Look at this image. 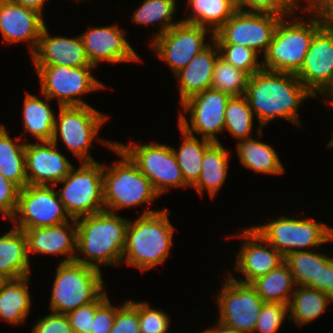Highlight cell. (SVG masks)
Segmentation results:
<instances>
[{
    "label": "cell",
    "mask_w": 333,
    "mask_h": 333,
    "mask_svg": "<svg viewBox=\"0 0 333 333\" xmlns=\"http://www.w3.org/2000/svg\"><path fill=\"white\" fill-rule=\"evenodd\" d=\"M238 235L237 237L245 240L237 254L235 264V269L245 276L239 282L251 284L284 262V256L267 243L252 227ZM259 241L264 243L266 248L263 244L260 245Z\"/></svg>",
    "instance_id": "cell-21"
},
{
    "label": "cell",
    "mask_w": 333,
    "mask_h": 333,
    "mask_svg": "<svg viewBox=\"0 0 333 333\" xmlns=\"http://www.w3.org/2000/svg\"><path fill=\"white\" fill-rule=\"evenodd\" d=\"M248 78L247 73L219 56L215 63L211 88L220 90L230 97L245 95Z\"/></svg>",
    "instance_id": "cell-38"
},
{
    "label": "cell",
    "mask_w": 333,
    "mask_h": 333,
    "mask_svg": "<svg viewBox=\"0 0 333 333\" xmlns=\"http://www.w3.org/2000/svg\"><path fill=\"white\" fill-rule=\"evenodd\" d=\"M204 333H243V332L235 328L229 327L218 321L216 327L209 328L206 331L204 330Z\"/></svg>",
    "instance_id": "cell-51"
},
{
    "label": "cell",
    "mask_w": 333,
    "mask_h": 333,
    "mask_svg": "<svg viewBox=\"0 0 333 333\" xmlns=\"http://www.w3.org/2000/svg\"><path fill=\"white\" fill-rule=\"evenodd\" d=\"M188 6L194 12L181 21L209 28L213 33L238 9L237 0H188Z\"/></svg>",
    "instance_id": "cell-35"
},
{
    "label": "cell",
    "mask_w": 333,
    "mask_h": 333,
    "mask_svg": "<svg viewBox=\"0 0 333 333\" xmlns=\"http://www.w3.org/2000/svg\"><path fill=\"white\" fill-rule=\"evenodd\" d=\"M314 95L295 74L261 69L249 76L245 97L259 122L258 133L273 118H283L300 126L299 104Z\"/></svg>",
    "instance_id": "cell-1"
},
{
    "label": "cell",
    "mask_w": 333,
    "mask_h": 333,
    "mask_svg": "<svg viewBox=\"0 0 333 333\" xmlns=\"http://www.w3.org/2000/svg\"><path fill=\"white\" fill-rule=\"evenodd\" d=\"M45 228L21 229L25 233L28 247V255L31 253L66 255L60 263H68L75 260L77 225L76 219Z\"/></svg>",
    "instance_id": "cell-23"
},
{
    "label": "cell",
    "mask_w": 333,
    "mask_h": 333,
    "mask_svg": "<svg viewBox=\"0 0 333 333\" xmlns=\"http://www.w3.org/2000/svg\"><path fill=\"white\" fill-rule=\"evenodd\" d=\"M263 303L251 284L230 275L218 295V321L243 333H253Z\"/></svg>",
    "instance_id": "cell-15"
},
{
    "label": "cell",
    "mask_w": 333,
    "mask_h": 333,
    "mask_svg": "<svg viewBox=\"0 0 333 333\" xmlns=\"http://www.w3.org/2000/svg\"><path fill=\"white\" fill-rule=\"evenodd\" d=\"M59 183L64 185L56 192L70 219L104 211L103 165L99 162H82Z\"/></svg>",
    "instance_id": "cell-7"
},
{
    "label": "cell",
    "mask_w": 333,
    "mask_h": 333,
    "mask_svg": "<svg viewBox=\"0 0 333 333\" xmlns=\"http://www.w3.org/2000/svg\"><path fill=\"white\" fill-rule=\"evenodd\" d=\"M20 188L0 173V212L10 220L15 215Z\"/></svg>",
    "instance_id": "cell-45"
},
{
    "label": "cell",
    "mask_w": 333,
    "mask_h": 333,
    "mask_svg": "<svg viewBox=\"0 0 333 333\" xmlns=\"http://www.w3.org/2000/svg\"><path fill=\"white\" fill-rule=\"evenodd\" d=\"M259 235L283 256L333 241V227L314 219L281 217L264 225L252 226Z\"/></svg>",
    "instance_id": "cell-8"
},
{
    "label": "cell",
    "mask_w": 333,
    "mask_h": 333,
    "mask_svg": "<svg viewBox=\"0 0 333 333\" xmlns=\"http://www.w3.org/2000/svg\"><path fill=\"white\" fill-rule=\"evenodd\" d=\"M297 0H237L238 9L254 12H268L284 17H293L295 8L298 6ZM244 7L249 9L246 10Z\"/></svg>",
    "instance_id": "cell-42"
},
{
    "label": "cell",
    "mask_w": 333,
    "mask_h": 333,
    "mask_svg": "<svg viewBox=\"0 0 333 333\" xmlns=\"http://www.w3.org/2000/svg\"><path fill=\"white\" fill-rule=\"evenodd\" d=\"M42 16L38 11L13 0H0V32L4 41L7 44L31 42L29 48L32 54L46 25Z\"/></svg>",
    "instance_id": "cell-20"
},
{
    "label": "cell",
    "mask_w": 333,
    "mask_h": 333,
    "mask_svg": "<svg viewBox=\"0 0 333 333\" xmlns=\"http://www.w3.org/2000/svg\"><path fill=\"white\" fill-rule=\"evenodd\" d=\"M55 276L49 305L64 315L92 302L105 286L100 270L75 261L59 263Z\"/></svg>",
    "instance_id": "cell-6"
},
{
    "label": "cell",
    "mask_w": 333,
    "mask_h": 333,
    "mask_svg": "<svg viewBox=\"0 0 333 333\" xmlns=\"http://www.w3.org/2000/svg\"><path fill=\"white\" fill-rule=\"evenodd\" d=\"M31 57L35 66H93L86 56L80 36L75 38L50 37L46 25Z\"/></svg>",
    "instance_id": "cell-22"
},
{
    "label": "cell",
    "mask_w": 333,
    "mask_h": 333,
    "mask_svg": "<svg viewBox=\"0 0 333 333\" xmlns=\"http://www.w3.org/2000/svg\"><path fill=\"white\" fill-rule=\"evenodd\" d=\"M138 169L150 180L153 189L160 196L169 187H189L182 176L172 147L165 144L137 145L116 143Z\"/></svg>",
    "instance_id": "cell-12"
},
{
    "label": "cell",
    "mask_w": 333,
    "mask_h": 333,
    "mask_svg": "<svg viewBox=\"0 0 333 333\" xmlns=\"http://www.w3.org/2000/svg\"><path fill=\"white\" fill-rule=\"evenodd\" d=\"M229 98L228 94L213 88L188 98L181 106L185 112H190V123L186 116L180 113L178 125L191 135L196 132L201 135V138L219 142L216 134L224 130L225 111Z\"/></svg>",
    "instance_id": "cell-14"
},
{
    "label": "cell",
    "mask_w": 333,
    "mask_h": 333,
    "mask_svg": "<svg viewBox=\"0 0 333 333\" xmlns=\"http://www.w3.org/2000/svg\"><path fill=\"white\" fill-rule=\"evenodd\" d=\"M15 140L16 143L0 123V173L21 189L28 185L25 166L26 143H17L20 141L17 137Z\"/></svg>",
    "instance_id": "cell-33"
},
{
    "label": "cell",
    "mask_w": 333,
    "mask_h": 333,
    "mask_svg": "<svg viewBox=\"0 0 333 333\" xmlns=\"http://www.w3.org/2000/svg\"><path fill=\"white\" fill-rule=\"evenodd\" d=\"M32 333H74L67 315L51 312L41 318L32 328Z\"/></svg>",
    "instance_id": "cell-46"
},
{
    "label": "cell",
    "mask_w": 333,
    "mask_h": 333,
    "mask_svg": "<svg viewBox=\"0 0 333 333\" xmlns=\"http://www.w3.org/2000/svg\"><path fill=\"white\" fill-rule=\"evenodd\" d=\"M128 224L129 220L105 210L77 218L76 252L85 259L76 256L74 261L98 270L99 264H120Z\"/></svg>",
    "instance_id": "cell-2"
},
{
    "label": "cell",
    "mask_w": 333,
    "mask_h": 333,
    "mask_svg": "<svg viewBox=\"0 0 333 333\" xmlns=\"http://www.w3.org/2000/svg\"><path fill=\"white\" fill-rule=\"evenodd\" d=\"M331 302L329 297L319 289H313L307 286H296L288 304V319L303 326L319 317L326 311L328 303Z\"/></svg>",
    "instance_id": "cell-34"
},
{
    "label": "cell",
    "mask_w": 333,
    "mask_h": 333,
    "mask_svg": "<svg viewBox=\"0 0 333 333\" xmlns=\"http://www.w3.org/2000/svg\"><path fill=\"white\" fill-rule=\"evenodd\" d=\"M236 151L243 166L258 173L282 174L283 165L275 152L268 144L252 138L239 140Z\"/></svg>",
    "instance_id": "cell-29"
},
{
    "label": "cell",
    "mask_w": 333,
    "mask_h": 333,
    "mask_svg": "<svg viewBox=\"0 0 333 333\" xmlns=\"http://www.w3.org/2000/svg\"><path fill=\"white\" fill-rule=\"evenodd\" d=\"M308 6L302 8L316 17L323 29L333 30V0H307Z\"/></svg>",
    "instance_id": "cell-48"
},
{
    "label": "cell",
    "mask_w": 333,
    "mask_h": 333,
    "mask_svg": "<svg viewBox=\"0 0 333 333\" xmlns=\"http://www.w3.org/2000/svg\"><path fill=\"white\" fill-rule=\"evenodd\" d=\"M179 128L183 135V142L177 150L172 147V151L175 154L185 183L192 187L200 176L204 153L214 142L205 138L199 140L195 135L187 133L180 126Z\"/></svg>",
    "instance_id": "cell-31"
},
{
    "label": "cell",
    "mask_w": 333,
    "mask_h": 333,
    "mask_svg": "<svg viewBox=\"0 0 333 333\" xmlns=\"http://www.w3.org/2000/svg\"><path fill=\"white\" fill-rule=\"evenodd\" d=\"M176 0H144L143 4L133 12L132 20L139 25L162 24L159 32L155 33L154 38L167 32L172 26L181 22L173 20L176 13ZM162 21V22H161ZM160 22V23H159Z\"/></svg>",
    "instance_id": "cell-36"
},
{
    "label": "cell",
    "mask_w": 333,
    "mask_h": 333,
    "mask_svg": "<svg viewBox=\"0 0 333 333\" xmlns=\"http://www.w3.org/2000/svg\"><path fill=\"white\" fill-rule=\"evenodd\" d=\"M115 26L89 28L80 37L86 56L93 66L100 61L111 63L141 60L125 39V31Z\"/></svg>",
    "instance_id": "cell-19"
},
{
    "label": "cell",
    "mask_w": 333,
    "mask_h": 333,
    "mask_svg": "<svg viewBox=\"0 0 333 333\" xmlns=\"http://www.w3.org/2000/svg\"><path fill=\"white\" fill-rule=\"evenodd\" d=\"M198 53L190 63L177 74L179 78L180 103L188 98L211 88L213 71L217 58L220 56L215 41Z\"/></svg>",
    "instance_id": "cell-24"
},
{
    "label": "cell",
    "mask_w": 333,
    "mask_h": 333,
    "mask_svg": "<svg viewBox=\"0 0 333 333\" xmlns=\"http://www.w3.org/2000/svg\"><path fill=\"white\" fill-rule=\"evenodd\" d=\"M330 93V94H328ZM328 95L331 96V100L330 103L333 105V81L331 82V84L326 88V90L322 93V96H324V98Z\"/></svg>",
    "instance_id": "cell-52"
},
{
    "label": "cell",
    "mask_w": 333,
    "mask_h": 333,
    "mask_svg": "<svg viewBox=\"0 0 333 333\" xmlns=\"http://www.w3.org/2000/svg\"><path fill=\"white\" fill-rule=\"evenodd\" d=\"M103 290L92 302L80 306L67 314L74 333H91L96 309L108 298Z\"/></svg>",
    "instance_id": "cell-40"
},
{
    "label": "cell",
    "mask_w": 333,
    "mask_h": 333,
    "mask_svg": "<svg viewBox=\"0 0 333 333\" xmlns=\"http://www.w3.org/2000/svg\"><path fill=\"white\" fill-rule=\"evenodd\" d=\"M59 122L55 117L51 141L57 145L58 133L69 150L82 162L95 161L88 150L100 127L106 120V115L95 110L90 105L59 106Z\"/></svg>",
    "instance_id": "cell-9"
},
{
    "label": "cell",
    "mask_w": 333,
    "mask_h": 333,
    "mask_svg": "<svg viewBox=\"0 0 333 333\" xmlns=\"http://www.w3.org/2000/svg\"><path fill=\"white\" fill-rule=\"evenodd\" d=\"M196 24L181 21L167 32L152 39L151 46L158 57L167 62L173 73L177 74L190 61L210 44L205 43V36L214 33Z\"/></svg>",
    "instance_id": "cell-16"
},
{
    "label": "cell",
    "mask_w": 333,
    "mask_h": 333,
    "mask_svg": "<svg viewBox=\"0 0 333 333\" xmlns=\"http://www.w3.org/2000/svg\"><path fill=\"white\" fill-rule=\"evenodd\" d=\"M288 311V304L264 302L254 331L259 333H276Z\"/></svg>",
    "instance_id": "cell-41"
},
{
    "label": "cell",
    "mask_w": 333,
    "mask_h": 333,
    "mask_svg": "<svg viewBox=\"0 0 333 333\" xmlns=\"http://www.w3.org/2000/svg\"><path fill=\"white\" fill-rule=\"evenodd\" d=\"M138 315L140 333H166L169 329L168 315L160 310L151 309L145 301L138 302Z\"/></svg>",
    "instance_id": "cell-43"
},
{
    "label": "cell",
    "mask_w": 333,
    "mask_h": 333,
    "mask_svg": "<svg viewBox=\"0 0 333 333\" xmlns=\"http://www.w3.org/2000/svg\"><path fill=\"white\" fill-rule=\"evenodd\" d=\"M229 152L222 144L214 142L204 153L201 164V173L197 182L192 186L201 196L204 189L208 190L210 197L217 194L224 184L228 173Z\"/></svg>",
    "instance_id": "cell-26"
},
{
    "label": "cell",
    "mask_w": 333,
    "mask_h": 333,
    "mask_svg": "<svg viewBox=\"0 0 333 333\" xmlns=\"http://www.w3.org/2000/svg\"><path fill=\"white\" fill-rule=\"evenodd\" d=\"M46 102L29 93L26 94L23 106L24 134L31 133L38 142L51 141L54 130L55 115Z\"/></svg>",
    "instance_id": "cell-30"
},
{
    "label": "cell",
    "mask_w": 333,
    "mask_h": 333,
    "mask_svg": "<svg viewBox=\"0 0 333 333\" xmlns=\"http://www.w3.org/2000/svg\"><path fill=\"white\" fill-rule=\"evenodd\" d=\"M17 3H20L26 7H29L31 9H34L38 11L39 13H43V6L45 5L46 0H13Z\"/></svg>",
    "instance_id": "cell-50"
},
{
    "label": "cell",
    "mask_w": 333,
    "mask_h": 333,
    "mask_svg": "<svg viewBox=\"0 0 333 333\" xmlns=\"http://www.w3.org/2000/svg\"><path fill=\"white\" fill-rule=\"evenodd\" d=\"M25 146L26 176L29 185L56 186L73 168L67 158L57 151L52 141Z\"/></svg>",
    "instance_id": "cell-18"
},
{
    "label": "cell",
    "mask_w": 333,
    "mask_h": 333,
    "mask_svg": "<svg viewBox=\"0 0 333 333\" xmlns=\"http://www.w3.org/2000/svg\"><path fill=\"white\" fill-rule=\"evenodd\" d=\"M8 281V278L3 274H0V291L3 288V285Z\"/></svg>",
    "instance_id": "cell-53"
},
{
    "label": "cell",
    "mask_w": 333,
    "mask_h": 333,
    "mask_svg": "<svg viewBox=\"0 0 333 333\" xmlns=\"http://www.w3.org/2000/svg\"><path fill=\"white\" fill-rule=\"evenodd\" d=\"M110 333H140L138 302L126 301L117 307L115 320Z\"/></svg>",
    "instance_id": "cell-44"
},
{
    "label": "cell",
    "mask_w": 333,
    "mask_h": 333,
    "mask_svg": "<svg viewBox=\"0 0 333 333\" xmlns=\"http://www.w3.org/2000/svg\"><path fill=\"white\" fill-rule=\"evenodd\" d=\"M30 276L18 279H8L0 291V317L6 322L15 324L24 323L31 307V298L28 292Z\"/></svg>",
    "instance_id": "cell-28"
},
{
    "label": "cell",
    "mask_w": 333,
    "mask_h": 333,
    "mask_svg": "<svg viewBox=\"0 0 333 333\" xmlns=\"http://www.w3.org/2000/svg\"><path fill=\"white\" fill-rule=\"evenodd\" d=\"M53 188V186L29 184L21 188L18 194L17 209L11 219L14 226L19 229H33L68 222L67 218L70 216L66 213L63 202Z\"/></svg>",
    "instance_id": "cell-13"
},
{
    "label": "cell",
    "mask_w": 333,
    "mask_h": 333,
    "mask_svg": "<svg viewBox=\"0 0 333 333\" xmlns=\"http://www.w3.org/2000/svg\"><path fill=\"white\" fill-rule=\"evenodd\" d=\"M251 285L264 302L283 304H289L296 288L293 275L285 262L254 280Z\"/></svg>",
    "instance_id": "cell-32"
},
{
    "label": "cell",
    "mask_w": 333,
    "mask_h": 333,
    "mask_svg": "<svg viewBox=\"0 0 333 333\" xmlns=\"http://www.w3.org/2000/svg\"><path fill=\"white\" fill-rule=\"evenodd\" d=\"M28 247L23 230L13 229L0 236V274L8 279L30 275Z\"/></svg>",
    "instance_id": "cell-25"
},
{
    "label": "cell",
    "mask_w": 333,
    "mask_h": 333,
    "mask_svg": "<svg viewBox=\"0 0 333 333\" xmlns=\"http://www.w3.org/2000/svg\"><path fill=\"white\" fill-rule=\"evenodd\" d=\"M326 146L329 148H333V138L330 140V142Z\"/></svg>",
    "instance_id": "cell-54"
},
{
    "label": "cell",
    "mask_w": 333,
    "mask_h": 333,
    "mask_svg": "<svg viewBox=\"0 0 333 333\" xmlns=\"http://www.w3.org/2000/svg\"><path fill=\"white\" fill-rule=\"evenodd\" d=\"M254 113L245 95L232 96L228 100L225 111L224 129L236 139H248L253 129Z\"/></svg>",
    "instance_id": "cell-37"
},
{
    "label": "cell",
    "mask_w": 333,
    "mask_h": 333,
    "mask_svg": "<svg viewBox=\"0 0 333 333\" xmlns=\"http://www.w3.org/2000/svg\"><path fill=\"white\" fill-rule=\"evenodd\" d=\"M316 97L333 81V30L321 28L313 37L304 63L295 74Z\"/></svg>",
    "instance_id": "cell-17"
},
{
    "label": "cell",
    "mask_w": 333,
    "mask_h": 333,
    "mask_svg": "<svg viewBox=\"0 0 333 333\" xmlns=\"http://www.w3.org/2000/svg\"><path fill=\"white\" fill-rule=\"evenodd\" d=\"M93 68L95 66H35L41 93L50 99L57 98L58 106L88 105L80 96L104 87L91 75Z\"/></svg>",
    "instance_id": "cell-11"
},
{
    "label": "cell",
    "mask_w": 333,
    "mask_h": 333,
    "mask_svg": "<svg viewBox=\"0 0 333 333\" xmlns=\"http://www.w3.org/2000/svg\"><path fill=\"white\" fill-rule=\"evenodd\" d=\"M322 292L333 302V258L325 265L323 270Z\"/></svg>",
    "instance_id": "cell-49"
},
{
    "label": "cell",
    "mask_w": 333,
    "mask_h": 333,
    "mask_svg": "<svg viewBox=\"0 0 333 333\" xmlns=\"http://www.w3.org/2000/svg\"><path fill=\"white\" fill-rule=\"evenodd\" d=\"M117 307L107 298L95 311L91 333H110L116 316Z\"/></svg>",
    "instance_id": "cell-47"
},
{
    "label": "cell",
    "mask_w": 333,
    "mask_h": 333,
    "mask_svg": "<svg viewBox=\"0 0 333 333\" xmlns=\"http://www.w3.org/2000/svg\"><path fill=\"white\" fill-rule=\"evenodd\" d=\"M281 18L273 13L237 9L214 33L213 41L216 44L242 45L264 55Z\"/></svg>",
    "instance_id": "cell-10"
},
{
    "label": "cell",
    "mask_w": 333,
    "mask_h": 333,
    "mask_svg": "<svg viewBox=\"0 0 333 333\" xmlns=\"http://www.w3.org/2000/svg\"><path fill=\"white\" fill-rule=\"evenodd\" d=\"M169 214L167 209H146L134 222L129 220L123 254L129 266L144 272L168 258L174 232Z\"/></svg>",
    "instance_id": "cell-3"
},
{
    "label": "cell",
    "mask_w": 333,
    "mask_h": 333,
    "mask_svg": "<svg viewBox=\"0 0 333 333\" xmlns=\"http://www.w3.org/2000/svg\"><path fill=\"white\" fill-rule=\"evenodd\" d=\"M333 257L310 250L296 251L284 256L297 286H307L322 291V277L325 265Z\"/></svg>",
    "instance_id": "cell-27"
},
{
    "label": "cell",
    "mask_w": 333,
    "mask_h": 333,
    "mask_svg": "<svg viewBox=\"0 0 333 333\" xmlns=\"http://www.w3.org/2000/svg\"><path fill=\"white\" fill-rule=\"evenodd\" d=\"M288 22L279 20L272 41L264 54L263 69L296 74L302 67L314 35L322 28L316 17Z\"/></svg>",
    "instance_id": "cell-5"
},
{
    "label": "cell",
    "mask_w": 333,
    "mask_h": 333,
    "mask_svg": "<svg viewBox=\"0 0 333 333\" xmlns=\"http://www.w3.org/2000/svg\"><path fill=\"white\" fill-rule=\"evenodd\" d=\"M98 141L111 148L121 158L119 162L115 161L111 167L103 165L105 211L116 213L118 209L143 203L151 204L154 198L159 197L150 180L115 142L103 141L102 139Z\"/></svg>",
    "instance_id": "cell-4"
},
{
    "label": "cell",
    "mask_w": 333,
    "mask_h": 333,
    "mask_svg": "<svg viewBox=\"0 0 333 333\" xmlns=\"http://www.w3.org/2000/svg\"><path fill=\"white\" fill-rule=\"evenodd\" d=\"M217 47L222 59L249 76L263 69L262 62L257 61L258 53L248 47L237 44H217Z\"/></svg>",
    "instance_id": "cell-39"
}]
</instances>
